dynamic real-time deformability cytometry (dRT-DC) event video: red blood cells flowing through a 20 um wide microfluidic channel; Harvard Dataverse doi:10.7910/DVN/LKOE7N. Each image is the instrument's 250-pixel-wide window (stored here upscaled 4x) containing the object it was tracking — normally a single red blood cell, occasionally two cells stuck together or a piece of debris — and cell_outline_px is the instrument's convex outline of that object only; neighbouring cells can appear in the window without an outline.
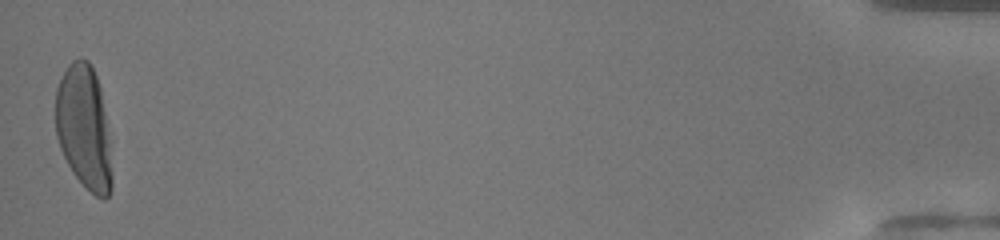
{"species": "human", "species_latin": "Homo sapiens", "temperature_condition": "warm", "stored_images_in_passage": 47, "camera_frame_rate_fps": 3000, "um_per_image_px": 0.085, "donor": {"sex": "female"}, "frame": {"image": 1, "passage_image": 47, "time_ms": 15.333, "image_size_px": [1000, 240], "cell_outline_px": [[112, 192], [104, 200], [96, 196], [76, 176], [68, 164], [60, 148], [56, 136], [56, 88], [68, 64], [72, 60], [80, 56], [88, 60], [96, 76], [100, 88], [104, 112], [108, 140], [112, 176]], "centroid_in_image_um": [7.12, 10.82], "position_along_channel_um": 428.1, "area_um2": 40.11}}